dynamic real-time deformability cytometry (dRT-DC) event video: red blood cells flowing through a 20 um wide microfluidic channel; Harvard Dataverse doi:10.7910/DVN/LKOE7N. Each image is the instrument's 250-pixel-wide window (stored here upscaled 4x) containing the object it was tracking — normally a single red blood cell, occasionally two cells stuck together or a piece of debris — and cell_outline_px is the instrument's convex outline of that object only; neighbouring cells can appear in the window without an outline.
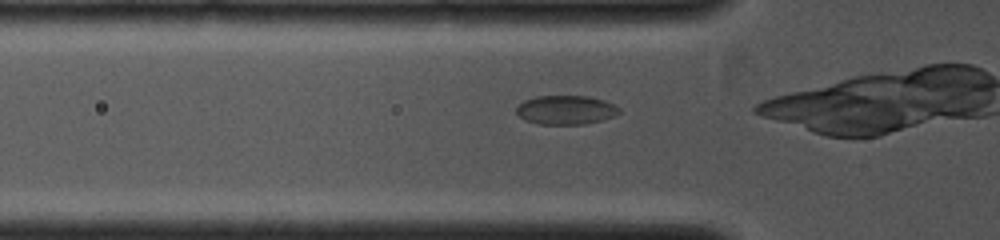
{"species": "common noctule bat (a hibernating species)", "species_latin": "Nyctalus noctula", "temperature_condition": "cold", "stored_images_in_passage": 30, "camera_frame_rate_fps": 4000, "um_per_image_px": 0.085, "animal": {"sex": "female", "body_mass_g": 19.0, "forearm_length_mm": 53.3}, "frame": {"image": 1, "passage_image": 2, "time_ms": 0.25, "image_size_px": [1000, 240], "cell_outline_px": [[620, 112], [604, 120], [584, 124], [536, 124], [524, 120], [516, 112], [516, 108], [524, 100], [536, 96], [588, 96], [604, 100], [620, 108]], "centroid_in_image_um": [48.08, 9.35], "position_along_channel_um": 77.7, "area_um2": 17.4}}
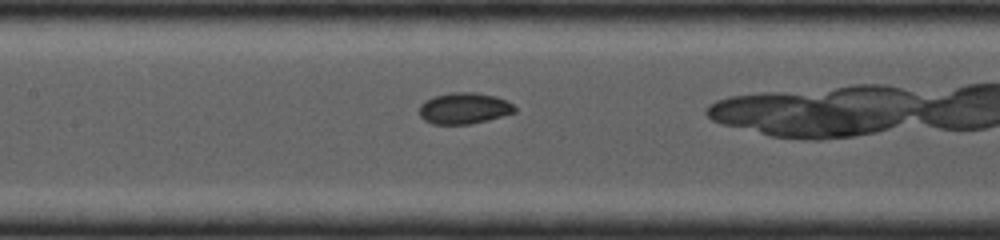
{"frame": {"image": 2, "passage_image": 8, "time_ms": 1.75, "image_size_px": [1000, 240], "cell_outline_px": [[516, 112], [488, 120], [468, 124], [432, 124], [424, 120], [420, 116], [420, 104], [424, 100], [432, 96], [452, 92], [476, 92], [496, 96], [512, 104], [516, 108]], "centroid_in_image_um": [39.42, 9.2], "position_along_channel_um": 168.0, "area_um2": 17.46}}
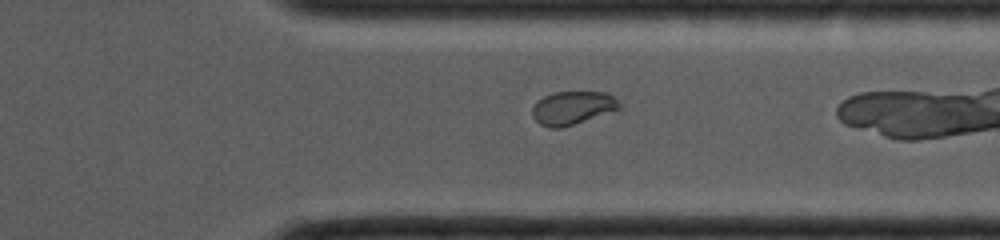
{"frame": {"image": 3, "passage_image": 21, "time_ms": 5.0, "image_size_px": [1000, 240], "cell_outline_px": [[620, 108], [560, 128], [548, 128], [540, 124], [532, 116], [532, 108], [536, 100], [544, 96], [556, 92], [604, 92], [612, 96], [620, 104]], "centroid_in_image_um": [48.59, 9.16], "position_along_channel_um": 362.8, "area_um2": 16.53}}